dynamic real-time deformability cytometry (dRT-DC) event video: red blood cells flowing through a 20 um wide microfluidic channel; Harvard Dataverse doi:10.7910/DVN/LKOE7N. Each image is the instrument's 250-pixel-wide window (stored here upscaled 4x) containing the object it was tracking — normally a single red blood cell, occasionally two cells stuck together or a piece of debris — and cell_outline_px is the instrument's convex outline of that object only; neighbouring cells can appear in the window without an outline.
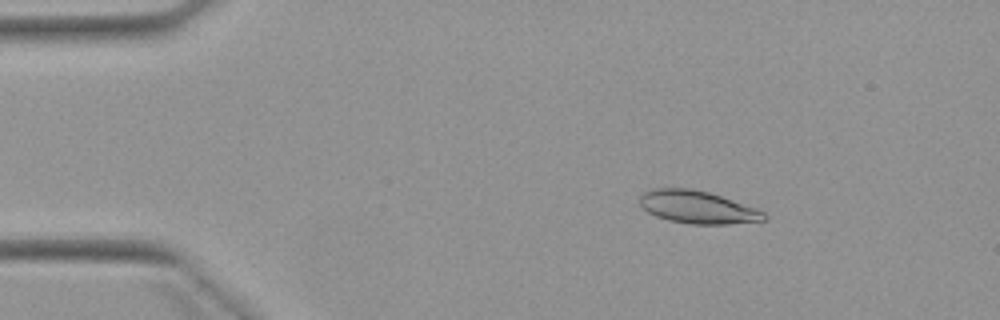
{"species": "Egyptian fruit bat (a non-hibernating species)", "species_latin": "Rousettus aegyptiacus", "temperature_condition": "warm", "stored_images_in_passage": 5, "camera_frame_rate_fps": 3000, "um_per_image_px": 0.085, "animal": {"sex": "female"}, "frame": {"image": 1, "passage_image": 3, "time_ms": 2.333, "image_size_px": [1000, 320], "cell_outline_px": [[768, 220], [728, 224], [688, 224], [668, 220], [656, 216], [648, 212], [640, 204], [640, 196], [644, 192], [652, 188], [692, 188], [708, 192], [756, 208], [764, 212], [768, 216]], "centroid_in_image_um": [59.3, 17.61], "position_along_channel_um": 25.7, "area_um2": 23.7}}
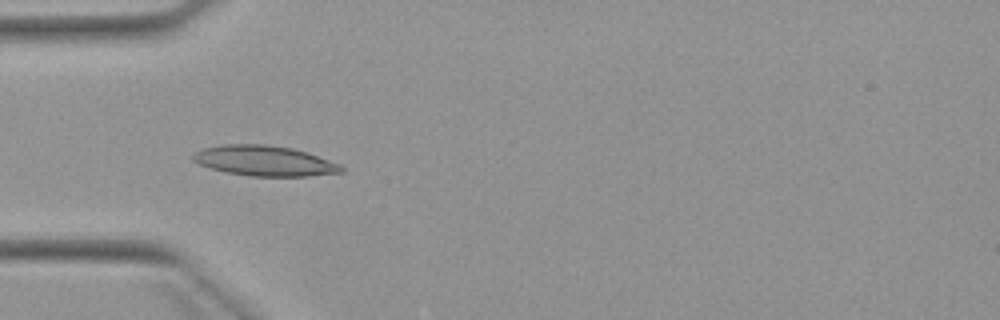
{"frame": {"image": 2, "passage_image": 5, "time_ms": 5.0, "image_size_px": [1000, 320], "cell_outline_px": [[344, 172], [308, 176], [248, 176], [224, 172], [200, 164], [192, 160], [192, 156], [196, 152], [204, 148], [220, 144], [264, 144], [292, 148], [308, 152], [340, 164], [344, 168]], "centroid_in_image_um": [22.5, 13.67], "position_along_channel_um": 62.5, "area_um2": 26.24}}